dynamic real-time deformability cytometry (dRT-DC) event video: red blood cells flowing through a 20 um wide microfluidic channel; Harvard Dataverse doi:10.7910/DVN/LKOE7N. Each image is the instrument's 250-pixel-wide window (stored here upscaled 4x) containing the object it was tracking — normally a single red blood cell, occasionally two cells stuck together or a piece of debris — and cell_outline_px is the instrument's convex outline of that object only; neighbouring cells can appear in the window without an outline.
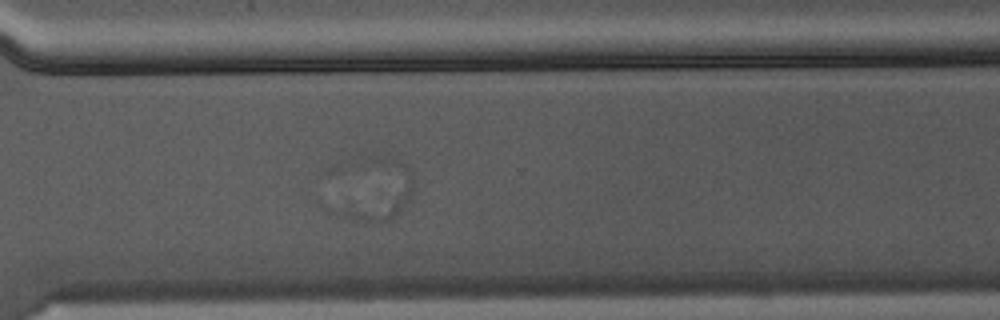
{"species": "Egyptian fruit bat (a non-hibernating species)", "species_latin": "Rousettus aegyptiacus", "temperature_condition": "warm", "stored_images_in_passage": 41, "camera_frame_rate_fps": 3000, "um_per_image_px": 0.085, "animal": {"sex": "male"}, "frame": {"image": 1, "passage_image": 32, "time_ms": 10.333, "image_size_px": [1000, 320], "cell_outline_px": [[412, 196], [408, 204], [396, 216], [380, 224], [352, 220], [344, 216], [344, 212], [400, 160], [408, 164], [412, 168]], "centroid_in_image_um": [32.67, 16.72], "position_along_channel_um": 337.9, "area_um2": 17.51}}